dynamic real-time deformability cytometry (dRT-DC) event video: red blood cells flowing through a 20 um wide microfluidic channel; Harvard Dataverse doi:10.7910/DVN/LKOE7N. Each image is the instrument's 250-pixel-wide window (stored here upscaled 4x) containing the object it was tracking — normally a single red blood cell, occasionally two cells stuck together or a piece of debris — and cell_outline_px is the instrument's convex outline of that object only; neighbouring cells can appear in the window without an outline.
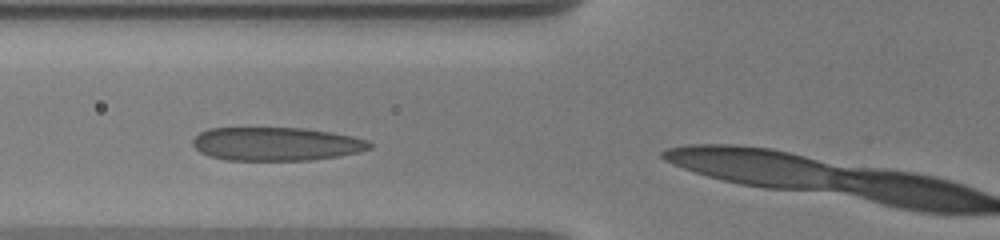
{"species": "human", "species_latin": "Homo sapiens", "temperature_condition": "warm", "stored_images_in_passage": 5, "camera_frame_rate_fps": 3000, "um_per_image_px": 0.085, "donor": {"sex": "male"}, "frame": {"image": 1, "passage_image": 2, "time_ms": 1.0, "image_size_px": [1000, 240], "cell_outline_px": [[372, 148], [360, 152], [336, 156], [308, 160], [228, 160], [208, 156], [200, 152], [192, 144], [192, 140], [200, 132], [208, 128], [304, 128], [332, 132], [352, 136], [364, 140], [372, 144]], "centroid_in_image_um": [23.45, 12.23], "position_along_channel_um": 102.4, "area_um2": 34.45}}
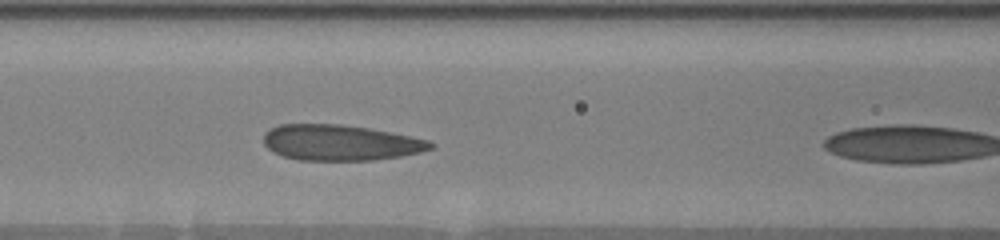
{"frame": {"image": 2, "passage_image": 4, "time_ms": 2.0, "image_size_px": [1000, 240], "cell_outline_px": [[436, 144], [432, 148], [420, 152], [400, 156], [372, 160], [296, 160], [272, 152], [264, 144], [264, 132], [280, 124], [340, 124], [368, 128], [428, 140]], "centroid_in_image_um": [28.89, 12.13], "position_along_channel_um": 137.7, "area_um2": 34.56}}